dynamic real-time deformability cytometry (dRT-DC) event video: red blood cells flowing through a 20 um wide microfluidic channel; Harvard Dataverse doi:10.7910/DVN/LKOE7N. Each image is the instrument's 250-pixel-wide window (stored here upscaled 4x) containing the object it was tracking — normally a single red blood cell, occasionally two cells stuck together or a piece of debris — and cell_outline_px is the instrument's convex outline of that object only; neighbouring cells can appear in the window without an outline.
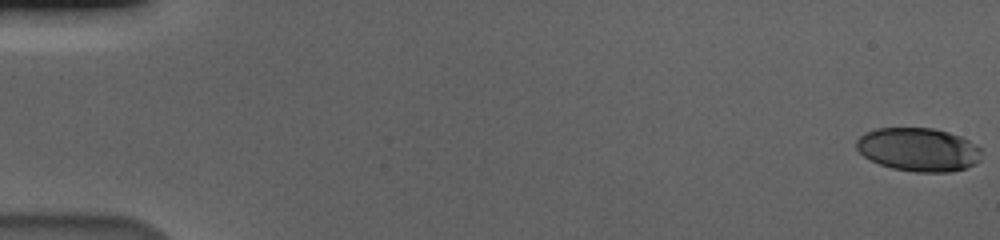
{"species": "human", "species_latin": "Homo sapiens", "temperature_condition": "cold", "stored_images_in_passage": 59, "camera_frame_rate_fps": 3000, "um_per_image_px": 0.085, "donor": {"sex": "male"}, "frame": {"image": 1, "passage_image": 1, "time_ms": 0.0, "image_size_px": [1000, 240], "cell_outline_px": [[980, 160], [976, 164], [952, 172], [916, 172], [892, 168], [880, 164], [864, 156], [856, 148], [856, 140], [864, 132], [876, 128], [932, 128], [948, 132], [960, 136], [968, 140], [980, 148]], "centroid_in_image_um": [78.06, 12.71], "position_along_channel_um": 6.9, "area_um2": 31.67}}
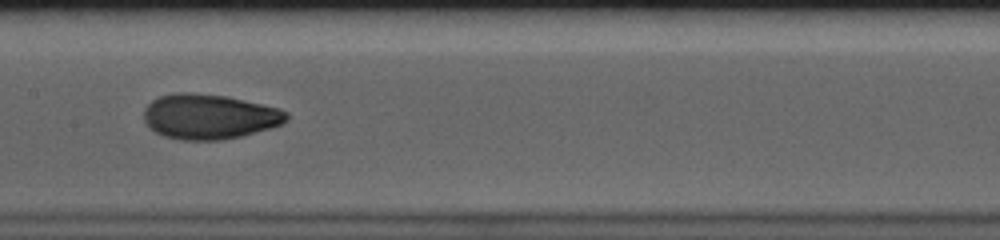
{"frame": {"image": 2, "passage_image": 31, "time_ms": 10.0, "image_size_px": [1000, 240], "cell_outline_px": [[288, 120], [284, 124], [272, 128], [240, 136], [220, 140], [180, 140], [164, 136], [148, 128], [144, 120], [144, 108], [152, 100], [160, 96], [176, 92], [188, 92], [228, 96], [280, 108], [288, 112]], "centroid_in_image_um": [17.8, 9.91], "position_along_channel_um": 189.6, "area_um2": 37.8}}
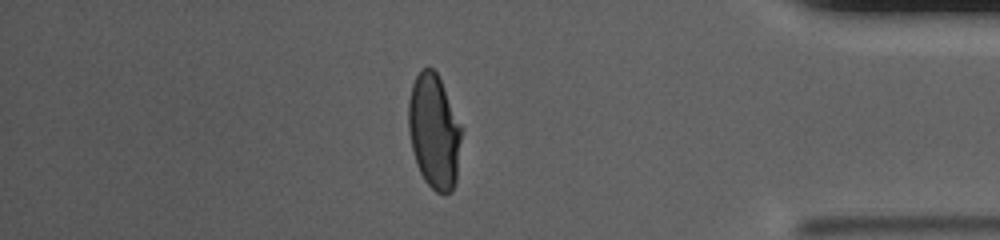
{"frame": {"image": 3, "passage_image": 51, "time_ms": 16.667, "image_size_px": [1000, 240], "cell_outline_px": [[464, 128], [456, 180], [452, 192], [436, 192], [424, 180], [416, 164], [412, 148], [408, 128], [408, 100], [412, 84], [416, 76], [424, 68], [432, 68], [436, 72]], "centroid_in_image_um": [36.92, 11.18], "position_along_channel_um": 398.3, "area_um2": 35.72}, "authors_computed_cell_mechanics": {"area_um2": 35.6048, "velocity_mm_per_s": 3.5885, "shape_relaxation_time_tau1_ms": 5.0001, "shape_relaxation_time_tau2_ms": 1.1876, "deformation_change_tau1": 0.2047, "deformation_change_tau2": 0.0491}}